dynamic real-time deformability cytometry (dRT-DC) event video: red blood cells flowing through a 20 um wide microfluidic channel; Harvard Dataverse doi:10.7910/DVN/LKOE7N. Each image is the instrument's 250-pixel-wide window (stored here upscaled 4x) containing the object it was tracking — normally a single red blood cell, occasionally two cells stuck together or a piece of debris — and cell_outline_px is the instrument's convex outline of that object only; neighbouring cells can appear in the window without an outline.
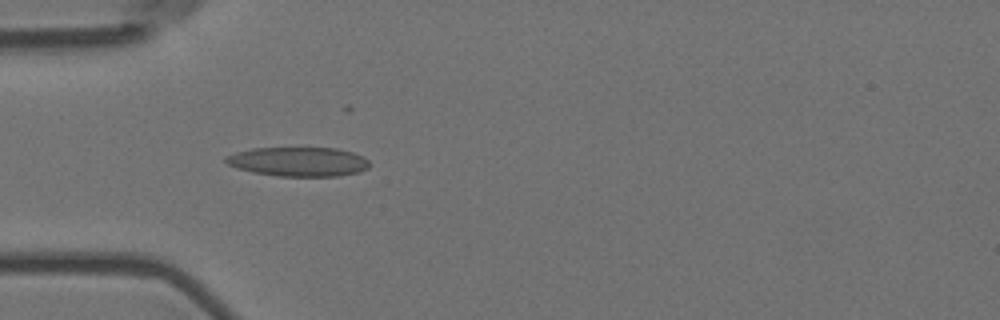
{"species": "Egyptian fruit bat (a non-hibernating species)", "species_latin": "Rousettus aegyptiacus", "temperature_condition": "room temperature", "stored_images_in_passage": 6, "camera_frame_rate_fps": 3000, "um_per_image_px": 0.085, "animal": {"sex": "female"}, "frame": {"image": 1, "passage_image": 5, "time_ms": 1.333, "image_size_px": [1000, 320], "cell_outline_px": [[368, 168], [360, 172], [336, 176], [276, 176], [252, 172], [236, 168], [228, 164], [224, 160], [224, 156], [236, 152], [252, 148], [336, 148], [352, 152], [364, 156], [368, 160]], "centroid_in_image_um": [25.35, 13.74], "position_along_channel_um": 59.7, "area_um2": 24.62}}
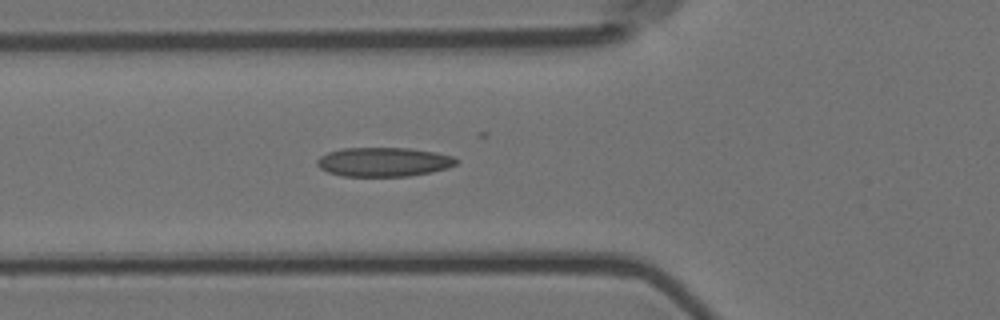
{"frame": {"image": 2, "passage_image": 6, "time_ms": 1.667, "image_size_px": [1000, 320], "cell_outline_px": [[460, 160], [456, 164], [448, 168], [432, 172], [408, 176], [344, 176], [328, 172], [320, 168], [316, 164], [316, 160], [320, 156], [328, 152], [344, 148], [408, 148], [436, 152], [452, 156]], "centroid_in_image_um": [32.63, 13.76], "position_along_channel_um": 93.2, "area_um2": 23.7}}